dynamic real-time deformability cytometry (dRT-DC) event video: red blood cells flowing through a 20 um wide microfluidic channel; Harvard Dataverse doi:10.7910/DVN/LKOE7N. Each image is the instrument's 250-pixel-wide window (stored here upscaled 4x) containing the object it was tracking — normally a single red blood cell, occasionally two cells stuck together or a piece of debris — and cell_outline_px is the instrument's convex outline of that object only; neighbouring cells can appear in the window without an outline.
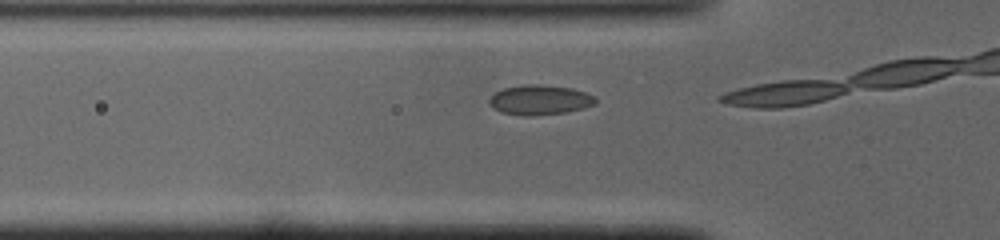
{"species": "common noctule bat (a hibernating species)", "species_latin": "Nyctalus noctula", "temperature_condition": "cold", "stored_images_in_passage": 5, "camera_frame_rate_fps": 3000, "um_per_image_px": 0.085, "animal": {"sex": "male", "body_mass_g": 19.0, "forearm_length_mm": 50.8}, "frame": {"image": 1, "passage_image": 4, "time_ms": 1.0, "image_size_px": [1000, 240], "cell_outline_px": [[596, 104], [584, 108], [564, 112], [528, 116], [524, 116], [500, 112], [488, 104], [488, 100], [496, 92], [504, 88], [524, 84], [536, 84], [572, 88], [596, 96]], "centroid_in_image_um": [45.88, 8.49], "position_along_channel_um": 79.9, "area_um2": 18.44}}